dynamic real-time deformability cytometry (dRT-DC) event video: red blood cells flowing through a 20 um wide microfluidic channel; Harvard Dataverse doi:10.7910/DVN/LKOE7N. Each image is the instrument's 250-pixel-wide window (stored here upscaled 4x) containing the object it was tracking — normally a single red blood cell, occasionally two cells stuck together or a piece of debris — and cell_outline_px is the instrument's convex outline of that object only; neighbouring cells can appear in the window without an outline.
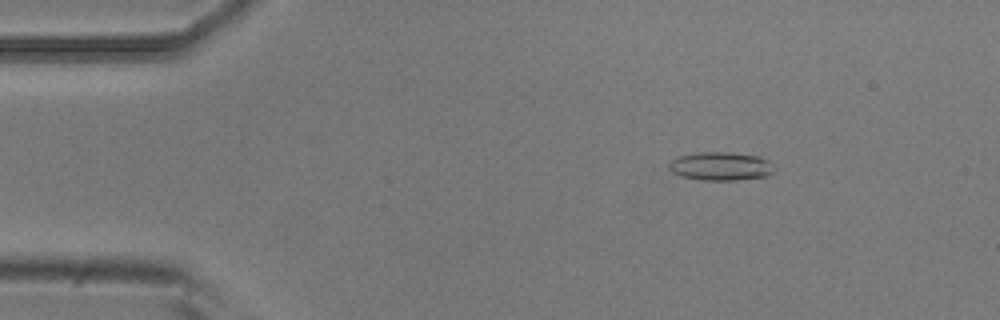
{"species": "common noctule bat (a hibernating species)", "species_latin": "Nyctalus noctula", "temperature_condition": "room temperature", "stored_images_in_passage": 6, "camera_frame_rate_fps": 3000, "um_per_image_px": 0.085, "animal": {"sex": "male", "body_mass_g": 20.5, "forearm_length_mm": 52.5}, "frame": {"image": 1, "passage_image": 3, "time_ms": 0.667, "image_size_px": [1000, 320], "cell_outline_px": [[776, 168], [772, 172], [764, 176], [736, 180], [700, 180], [680, 176], [672, 172], [668, 168], [668, 164], [676, 156], [700, 152], [728, 152], [760, 156], [768, 160]], "centroid_in_image_um": [61.23, 14.12], "position_along_channel_um": 23.8, "area_um2": 17.57}}
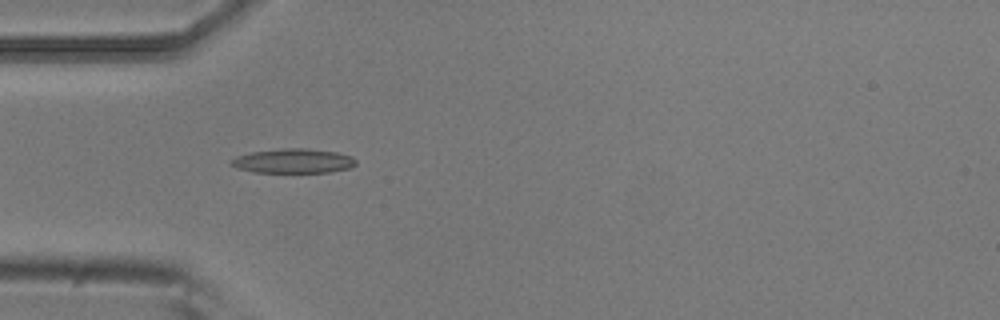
{"frame": {"image": 2, "passage_image": 5, "time_ms": 1.333, "image_size_px": [1000, 320], "cell_outline_px": [[356, 164], [348, 168], [328, 172], [252, 172], [236, 168], [228, 164], [228, 160], [236, 156], [252, 152], [284, 148], [308, 148], [336, 152], [352, 156], [356, 160]], "centroid_in_image_um": [24.87, 13.68], "position_along_channel_um": 60.1, "area_um2": 17.86}}
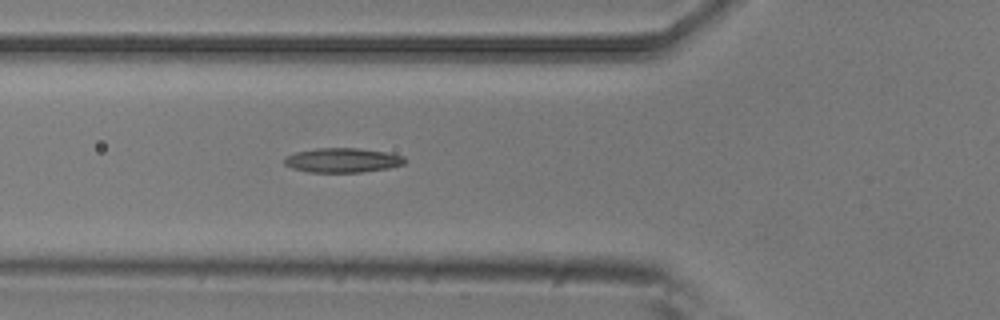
{"frame": {"image": 3, "passage_image": 6, "time_ms": 1.667, "image_size_px": [1000, 320], "cell_outline_px": [[404, 164], [388, 168], [360, 172], [308, 172], [292, 168], [284, 164], [284, 156], [296, 152], [316, 148], [360, 148], [388, 152], [404, 156]], "centroid_in_image_um": [29.09, 13.61], "position_along_channel_um": 96.7, "area_um2": 17.22}}